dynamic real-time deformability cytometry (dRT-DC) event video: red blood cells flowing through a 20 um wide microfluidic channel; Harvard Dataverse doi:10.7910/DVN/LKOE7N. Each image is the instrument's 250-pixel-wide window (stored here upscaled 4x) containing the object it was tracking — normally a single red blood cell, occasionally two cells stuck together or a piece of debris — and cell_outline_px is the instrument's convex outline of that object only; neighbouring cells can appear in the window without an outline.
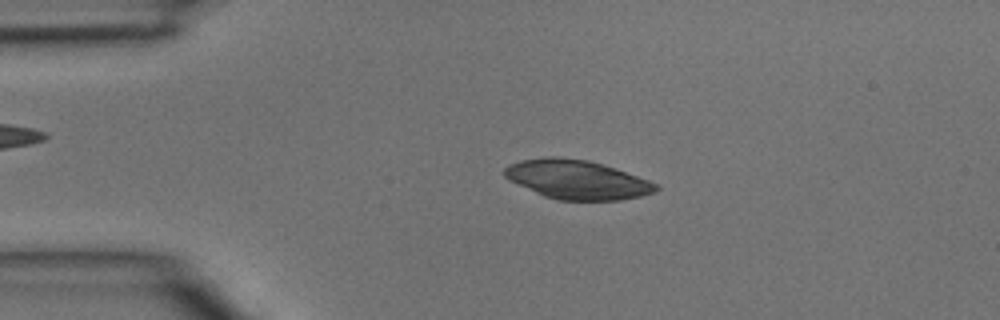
{"species": "common noctule bat (a hibernating species)", "species_latin": "Nyctalus noctula", "temperature_condition": "room temperature", "stored_images_in_passage": 2, "camera_frame_rate_fps": 3000, "um_per_image_px": 0.085, "animal": {"sex": "male", "body_mass_g": 15.6}, "frame": {"image": 1, "passage_image": 1, "time_ms": 0.0, "image_size_px": [1000, 320], "cell_outline_px": [[660, 188], [656, 192], [640, 196], [620, 200], [560, 200], [544, 196], [508, 180], [504, 176], [504, 168], [520, 160], [548, 156], [552, 156], [588, 160], [648, 180], [656, 184]], "centroid_in_image_um": [49.01, 15.27], "position_along_channel_um": 36.0, "area_um2": 34.04}}